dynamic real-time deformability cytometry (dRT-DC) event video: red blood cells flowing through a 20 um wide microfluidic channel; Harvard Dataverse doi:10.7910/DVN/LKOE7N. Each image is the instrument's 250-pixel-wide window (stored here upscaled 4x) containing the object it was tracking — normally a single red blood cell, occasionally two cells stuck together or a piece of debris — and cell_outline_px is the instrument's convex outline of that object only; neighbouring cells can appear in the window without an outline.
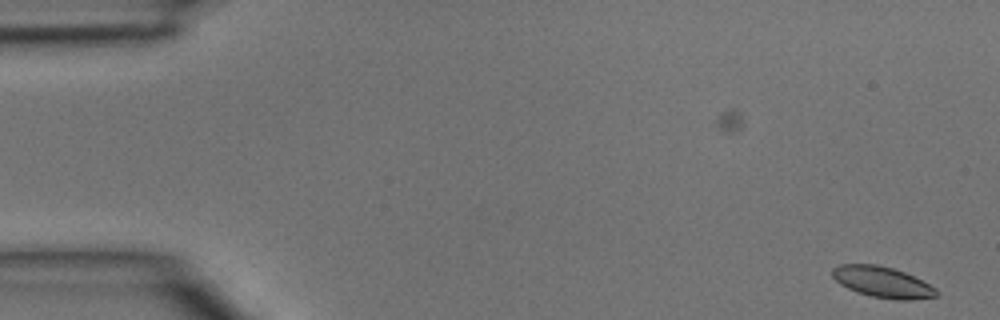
{"species": "common noctule bat (a hibernating species)", "species_latin": "Nyctalus noctula", "temperature_condition": "room temperature", "stored_images_in_passage": 3, "camera_frame_rate_fps": 3000, "um_per_image_px": 0.085, "animal": {"sex": "male", "body_mass_g": 15.6}, "frame": {"image": 1, "passage_image": 1, "time_ms": 0.0, "image_size_px": [1000, 320], "cell_outline_px": [[940, 292], [936, 296], [912, 300], [896, 300], [872, 296], [856, 292], [840, 284], [832, 276], [832, 268], [840, 264], [876, 264], [892, 268], [904, 272], [936, 288]], "centroid_in_image_um": [75.0, 23.98], "position_along_channel_um": 10.0, "area_um2": 18.67}}